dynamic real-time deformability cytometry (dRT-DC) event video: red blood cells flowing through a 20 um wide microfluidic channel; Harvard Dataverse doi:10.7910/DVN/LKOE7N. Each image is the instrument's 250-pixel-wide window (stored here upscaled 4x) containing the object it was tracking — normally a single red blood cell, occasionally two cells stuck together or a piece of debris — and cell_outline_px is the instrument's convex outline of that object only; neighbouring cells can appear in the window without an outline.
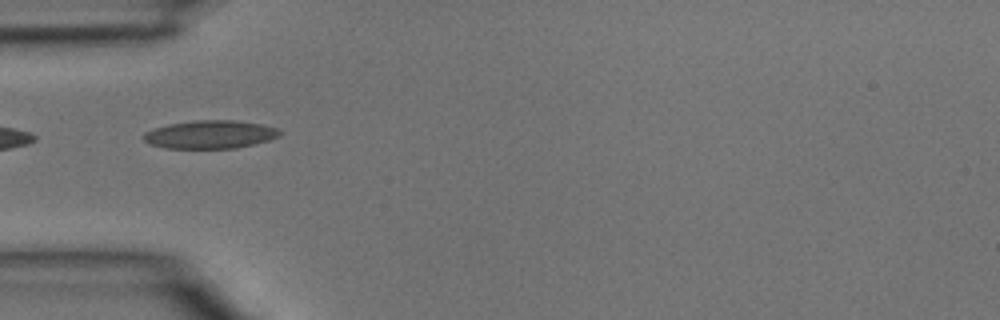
{"species": "common noctule bat (a hibernating species)", "species_latin": "Nyctalus noctula", "temperature_condition": "room temperature", "stored_images_in_passage": 4, "camera_frame_rate_fps": 3000, "um_per_image_px": 0.085, "animal": {"sex": "male", "body_mass_g": 15.6}, "frame": {"image": 1, "passage_image": 1, "time_ms": 0.0, "image_size_px": [1000, 320], "cell_outline_px": [[284, 132], [280, 136], [268, 140], [236, 148], [164, 148], [148, 144], [144, 140], [144, 132], [168, 124], [196, 120], [236, 120], [260, 124], [280, 128]], "centroid_in_image_um": [17.89, 11.42], "position_along_channel_um": 67.1, "area_um2": 22.43}}